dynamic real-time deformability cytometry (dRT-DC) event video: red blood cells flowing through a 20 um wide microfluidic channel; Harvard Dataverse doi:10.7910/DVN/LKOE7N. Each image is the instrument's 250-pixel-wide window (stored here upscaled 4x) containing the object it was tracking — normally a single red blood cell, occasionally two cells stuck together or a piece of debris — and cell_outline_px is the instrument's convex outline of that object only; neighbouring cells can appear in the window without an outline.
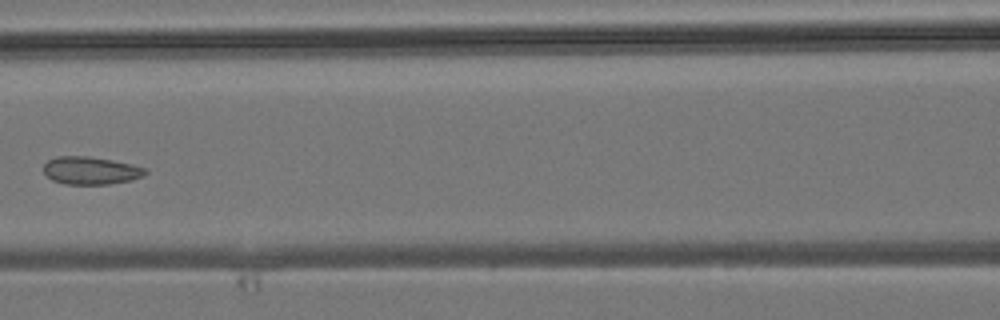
{"species": "common noctule bat (a hibernating species)", "species_latin": "Nyctalus noctula", "temperature_condition": "room temperature", "stored_images_in_passage": 7, "camera_frame_rate_fps": 3000, "um_per_image_px": 0.085, "animal": {"sex": "male", "body_mass_g": 19.2, "forearm_length_mm": 51.8}, "frame": {"image": 1, "passage_image": 7, "time_ms": 8.667, "image_size_px": [1000, 320], "cell_outline_px": [[148, 172], [144, 176], [132, 180], [108, 184], [64, 184], [52, 180], [44, 172], [44, 164], [48, 160], [56, 156], [88, 156], [112, 160], [132, 164], [144, 168]], "centroid_in_image_um": [7.71, 14.49], "position_along_channel_um": 158.9, "area_um2": 16.47}}